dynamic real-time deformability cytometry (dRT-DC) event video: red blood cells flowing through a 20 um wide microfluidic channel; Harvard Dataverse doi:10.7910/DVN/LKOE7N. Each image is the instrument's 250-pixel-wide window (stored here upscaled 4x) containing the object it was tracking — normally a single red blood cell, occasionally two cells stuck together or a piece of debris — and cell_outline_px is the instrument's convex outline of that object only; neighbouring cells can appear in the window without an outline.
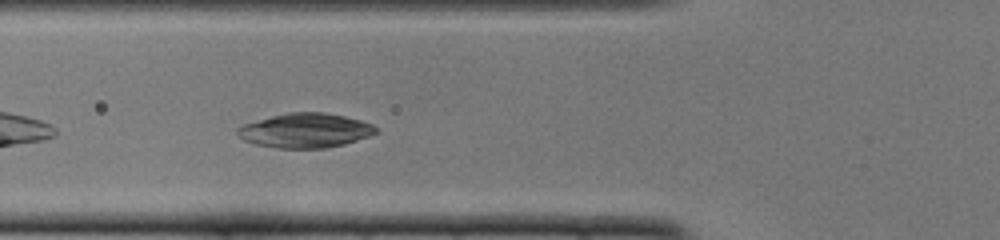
{"species": "common noctule bat (a hibernating species)", "species_latin": "Nyctalus noctula", "temperature_condition": "cold", "stored_images_in_passage": 34, "camera_frame_rate_fps": 3000, "um_per_image_px": 0.085, "animal": {"sex": "female", "body_mass_g": 22.0, "forearm_length_mm": 56.7}, "frame": {"image": 1, "passage_image": 5, "time_ms": 1.333, "image_size_px": [1000, 240], "cell_outline_px": [[380, 132], [344, 144], [324, 148], [276, 148], [256, 144], [244, 140], [236, 136], [236, 128], [244, 124], [272, 116], [288, 112], [324, 112], [344, 116], [360, 120], [372, 124], [380, 128]], "centroid_in_image_um": [25.96, 11.09], "position_along_channel_um": 99.8, "area_um2": 27.86}}
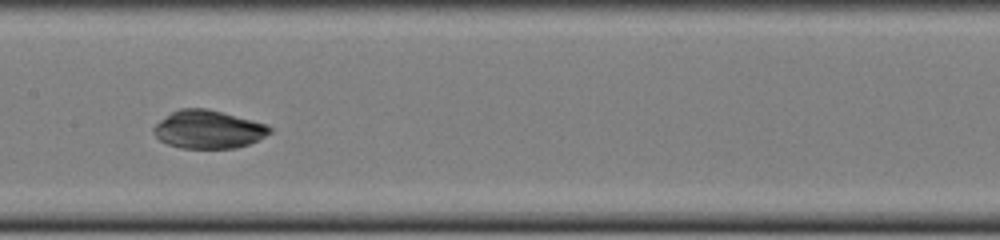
{"frame": {"image": 2, "passage_image": 12, "time_ms": 3.667, "image_size_px": [1000, 240], "cell_outline_px": [[272, 132], [248, 144], [236, 148], [180, 148], [168, 144], [160, 140], [152, 132], [152, 128], [160, 120], [172, 112], [180, 108], [208, 108], [264, 124], [272, 128]], "centroid_in_image_um": [17.66, 11.0], "position_along_channel_um": 189.7, "area_um2": 25.55}}
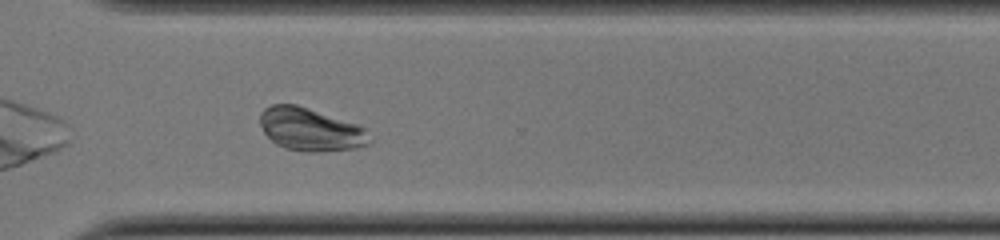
{"frame": {"image": 3, "passage_image": 24, "time_ms": 7.667, "image_size_px": [1000, 240], "cell_outline_px": [[372, 140], [368, 144], [356, 148], [320, 152], [304, 152], [284, 148], [276, 144], [264, 132], [260, 124], [260, 112], [264, 108], [272, 104], [296, 104], [360, 124], [364, 128]], "centroid_in_image_um": [26.4, 11.0], "position_along_channel_um": 344.2, "area_um2": 27.69}, "authors_computed_cell_mechanics": {"area_um2": 27.1949, "velocity_mm_per_s": 3.8519, "shape_relaxation_time_tau1_ms": 4.8683, "shape_relaxation_time_tau2_ms": 4.8326, "deformation_change_tau1": 0.2078, "deformation_change_tau2": 0.0755}}